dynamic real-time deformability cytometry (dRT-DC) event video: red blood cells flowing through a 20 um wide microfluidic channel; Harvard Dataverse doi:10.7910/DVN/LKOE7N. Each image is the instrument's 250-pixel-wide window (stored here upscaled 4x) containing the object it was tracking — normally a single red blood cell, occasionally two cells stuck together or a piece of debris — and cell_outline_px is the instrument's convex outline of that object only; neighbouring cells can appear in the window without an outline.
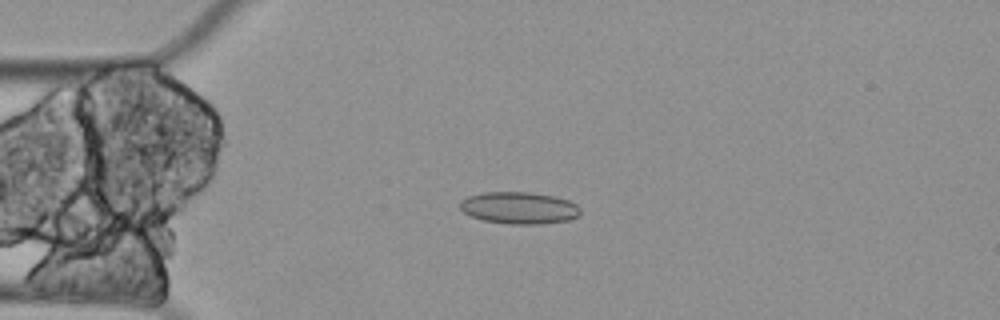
{"species": "Egyptian fruit bat (a non-hibernating species)", "species_latin": "Rousettus aegyptiacus", "temperature_condition": "cold", "stored_images_in_passage": 6, "camera_frame_rate_fps": 3000, "um_per_image_px": 0.085, "animal": {"sex": "female"}, "frame": {"image": 1, "passage_image": 4, "time_ms": 1.0, "image_size_px": [1000, 320], "cell_outline_px": [[580, 216], [568, 220], [540, 224], [508, 224], [484, 220], [472, 216], [464, 212], [460, 208], [460, 200], [468, 196], [484, 192], [532, 192], [556, 196], [568, 200], [576, 204], [580, 208]], "centroid_in_image_um": [44.15, 17.66], "position_along_channel_um": 40.9, "area_um2": 22.54}}
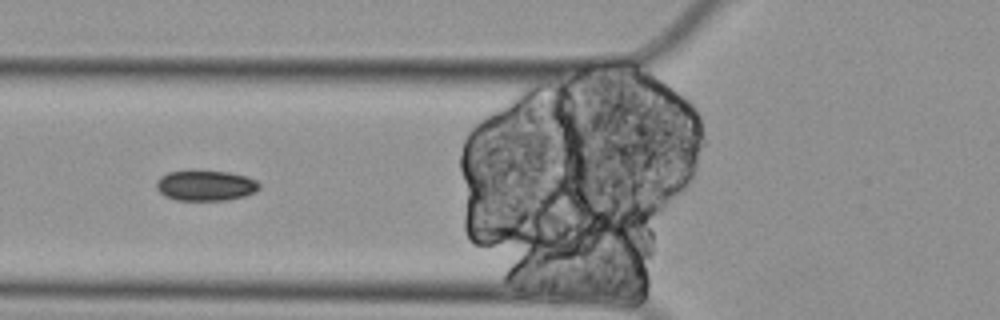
{"frame": {"image": 2, "passage_image": 6, "time_ms": 1.667, "image_size_px": [1000, 320], "cell_outline_px": [[260, 188], [256, 192], [244, 196], [228, 200], [176, 200], [164, 196], [156, 188], [156, 180], [160, 176], [168, 172], [188, 168], [192, 168], [228, 172], [248, 176], [256, 180], [260, 184]], "centroid_in_image_um": [17.45, 15.73], "position_along_channel_um": 108.4, "area_um2": 19.07}}